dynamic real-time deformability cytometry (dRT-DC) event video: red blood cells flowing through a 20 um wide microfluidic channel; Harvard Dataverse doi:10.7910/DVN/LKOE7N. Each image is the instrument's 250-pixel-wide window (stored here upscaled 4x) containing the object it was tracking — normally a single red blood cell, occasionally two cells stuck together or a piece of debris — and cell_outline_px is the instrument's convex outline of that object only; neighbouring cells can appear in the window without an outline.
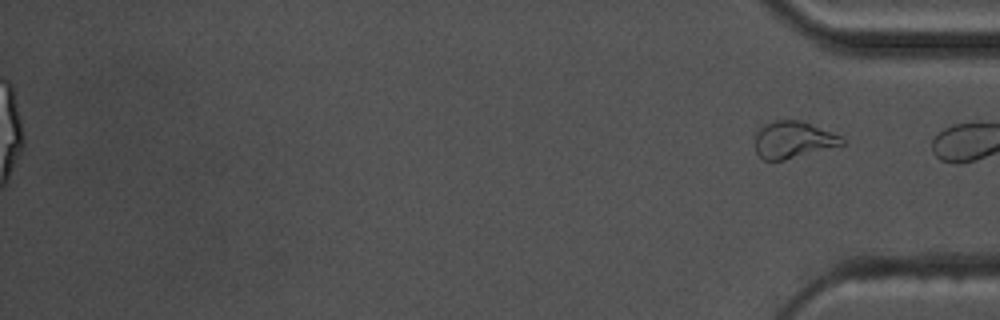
{"species": "common noctule bat (a hibernating species)", "species_latin": "Nyctalus noctula", "temperature_condition": "warm", "stored_images_in_passage": 57, "segment_of_instrument_passage": [2, 2], "camera_frame_rate_fps": 3000, "um_per_image_px": 0.085, "animal": {"sex": "male", "body_mass_g": 17.5, "forearm_length_mm": 52.3}, "frame": {"image": 1, "passage_image": 57, "time_ms": 18.667, "image_size_px": [1000, 320], "cell_outline_px": [[844, 144], [784, 160], [764, 160], [756, 152], [756, 132], [764, 124], [776, 120], [800, 120], [812, 124], [840, 136], [844, 140]], "centroid_in_image_um": [67.39, 11.87], "position_along_channel_um": 367.8, "area_um2": 18.38}}